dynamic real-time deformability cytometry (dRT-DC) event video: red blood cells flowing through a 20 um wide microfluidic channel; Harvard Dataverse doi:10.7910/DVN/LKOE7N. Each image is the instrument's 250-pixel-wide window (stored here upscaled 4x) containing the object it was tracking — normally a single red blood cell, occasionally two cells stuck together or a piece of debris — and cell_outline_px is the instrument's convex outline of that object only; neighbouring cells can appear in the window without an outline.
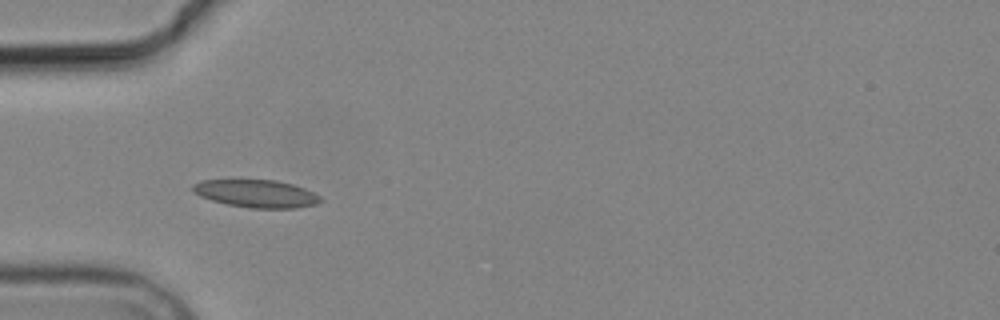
{"species": "common noctule bat (a hibernating species)", "species_latin": "Nyctalus noctula", "temperature_condition": "cold", "stored_images_in_passage": 6, "camera_frame_rate_fps": 3000, "um_per_image_px": 0.085, "animal": {"sex": "male", "body_mass_g": 19.2, "forearm_length_mm": 51.8}, "frame": {"image": 1, "passage_image": 5, "time_ms": 5.0, "image_size_px": [1000, 320], "cell_outline_px": [[324, 200], [316, 204], [296, 208], [252, 208], [228, 204], [212, 200], [200, 196], [192, 192], [192, 184], [200, 180], [276, 180], [292, 184], [304, 188], [320, 196]], "centroid_in_image_um": [21.78, 16.45], "position_along_channel_um": 63.2, "area_um2": 20.58}}
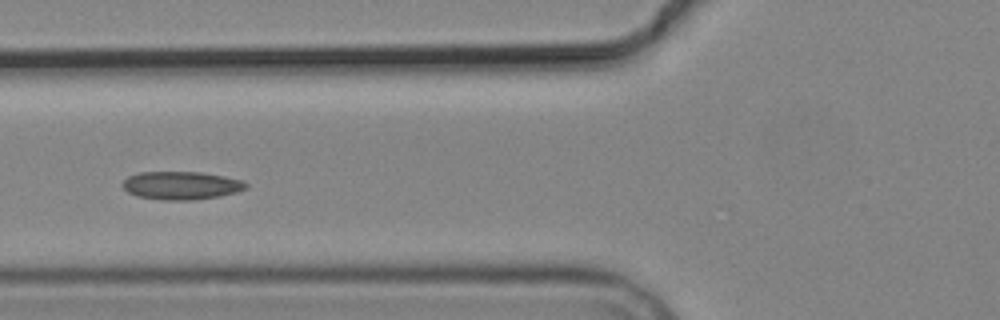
{"frame": {"image": 2, "passage_image": 6, "time_ms": 6.333, "image_size_px": [1000, 320], "cell_outline_px": [[248, 188], [236, 192], [220, 196], [192, 200], [160, 200], [136, 196], [128, 192], [120, 184], [128, 176], [140, 172], [200, 172], [224, 176], [240, 180], [248, 184]], "centroid_in_image_um": [15.38, 15.77], "position_along_channel_um": 110.4, "area_um2": 20.29}}